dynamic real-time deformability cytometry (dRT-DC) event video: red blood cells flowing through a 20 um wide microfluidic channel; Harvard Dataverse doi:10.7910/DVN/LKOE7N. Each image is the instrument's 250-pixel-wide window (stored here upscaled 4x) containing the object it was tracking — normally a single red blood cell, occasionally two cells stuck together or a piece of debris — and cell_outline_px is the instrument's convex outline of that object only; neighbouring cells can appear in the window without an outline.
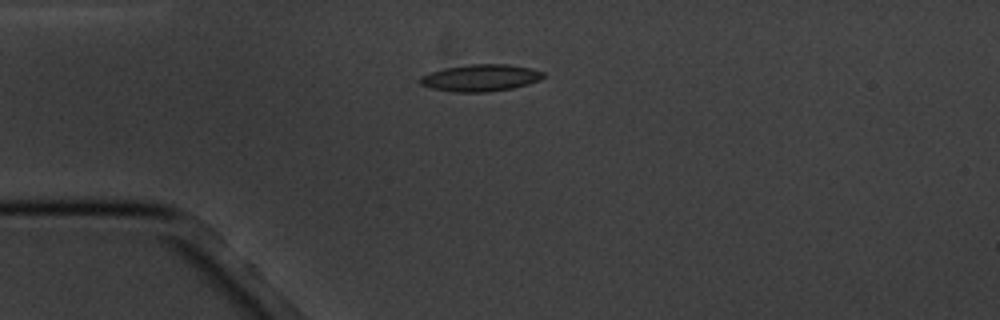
{"species": "common noctule bat (a hibernating species)", "species_latin": "Nyctalus noctula", "temperature_condition": "cold", "stored_images_in_passage": 7, "camera_frame_rate_fps": 3000, "um_per_image_px": 0.085, "animal": {"sex": "male", "body_mass_g": 20.1, "forearm_length_mm": 53.5}, "frame": {"image": 1, "passage_image": 2, "time_ms": 1.333, "image_size_px": [1000, 320], "cell_outline_px": [[544, 76], [540, 80], [528, 84], [512, 88], [488, 92], [452, 92], [432, 88], [420, 84], [420, 76], [444, 68], [468, 64], [508, 64], [528, 68], [544, 72]], "centroid_in_image_um": [40.84, 6.62], "position_along_channel_um": 44.2, "area_um2": 19.25}}
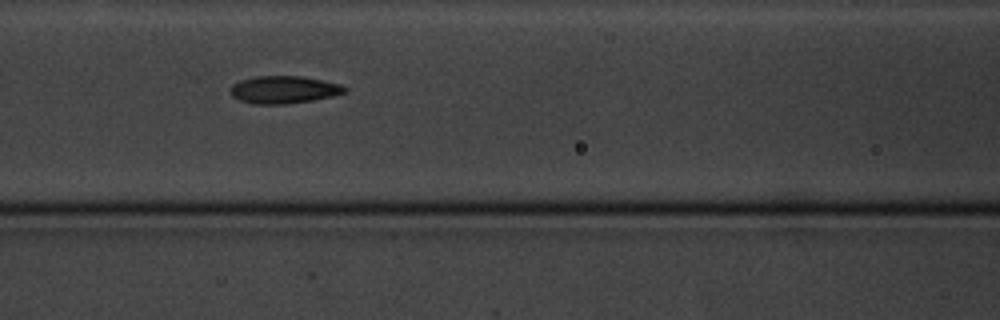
{"frame": {"image": 2, "passage_image": 5, "time_ms": 4.667, "image_size_px": [1000, 320], "cell_outline_px": [[348, 92], [332, 96], [312, 100], [284, 104], [252, 104], [240, 100], [232, 96], [232, 84], [240, 80], [256, 76], [300, 76], [340, 84], [348, 88]], "centroid_in_image_um": [24.14, 7.62], "position_along_channel_um": 142.5, "area_um2": 18.21}}
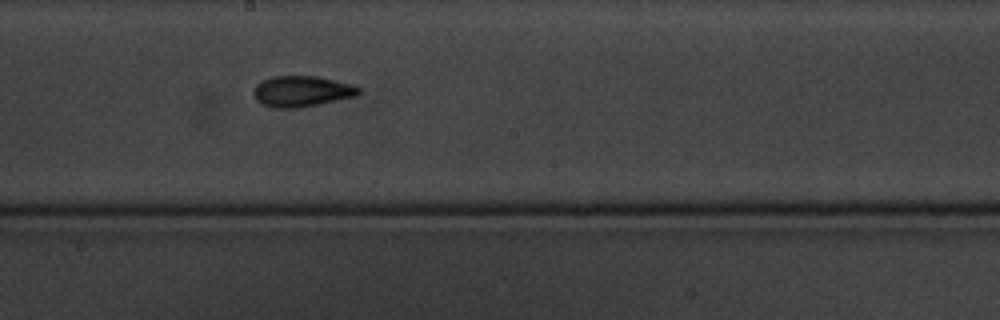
{"frame": {"image": 3, "passage_image": 7, "time_ms": 7.0, "image_size_px": [1000, 320], "cell_outline_px": [[360, 92], [356, 96], [296, 108], [272, 108], [256, 100], [252, 92], [256, 84], [272, 76], [316, 76], [348, 84], [360, 88]], "centroid_in_image_um": [25.59, 7.76], "position_along_channel_um": 222.6, "area_um2": 18.55}}